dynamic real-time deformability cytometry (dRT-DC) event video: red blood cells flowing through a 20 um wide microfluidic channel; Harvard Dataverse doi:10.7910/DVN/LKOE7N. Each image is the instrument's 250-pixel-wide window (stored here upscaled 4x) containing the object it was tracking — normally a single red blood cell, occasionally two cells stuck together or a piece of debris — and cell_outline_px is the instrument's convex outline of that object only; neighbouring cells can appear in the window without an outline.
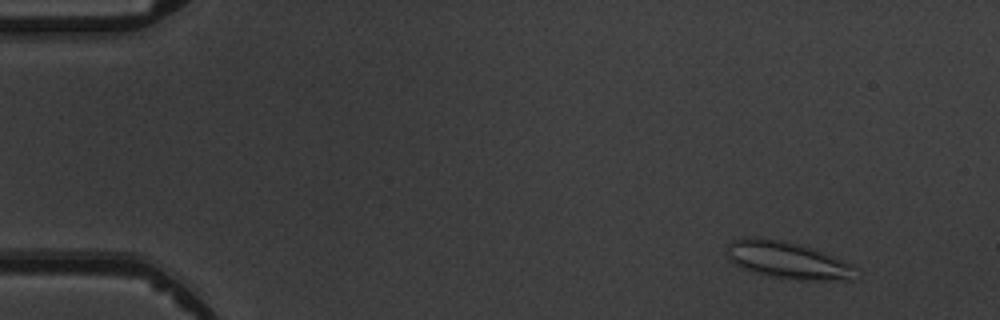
{"species": "common noctule bat (a hibernating species)", "species_latin": "Nyctalus noctula", "temperature_condition": "warm", "stored_images_in_passage": 4, "camera_frame_rate_fps": 3000, "um_per_image_px": 0.085, "animal": {"sex": "male", "body_mass_g": 19.5, "forearm_length_mm": 54.6}, "frame": {"image": 1, "passage_image": 1, "time_ms": 0.0, "image_size_px": [1000, 320], "cell_outline_px": [[852, 268], [848, 280], [804, 280], [768, 276], [744, 268], [736, 264], [724, 252], [728, 244], [732, 240], [744, 236], [760, 236], [780, 240], [812, 248], [852, 264]], "centroid_in_image_um": [66.81, 22.07], "position_along_channel_um": 18.2, "area_um2": 27.28}}
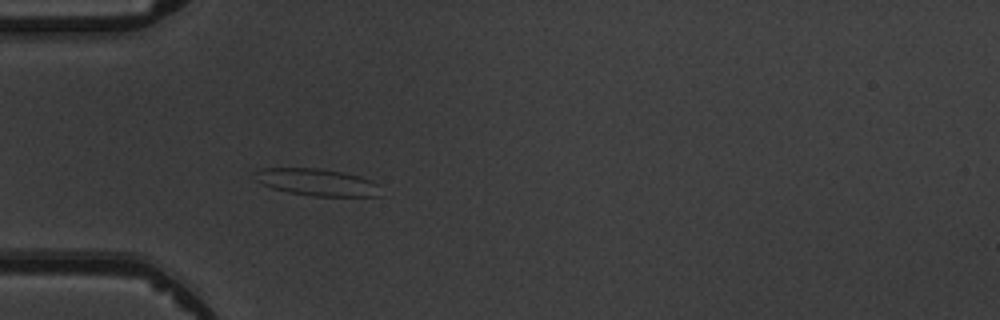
{"frame": {"image": 2, "passage_image": 4, "time_ms": 3.667, "image_size_px": [1000, 320], "cell_outline_px": [[380, 196], [312, 196], [288, 192], [272, 188], [256, 180], [256, 172], [264, 168], [320, 168], [344, 172], [360, 176], [372, 180], [376, 184]], "centroid_in_image_um": [26.96, 15.48], "position_along_channel_um": 58.0, "area_um2": 19.59}}